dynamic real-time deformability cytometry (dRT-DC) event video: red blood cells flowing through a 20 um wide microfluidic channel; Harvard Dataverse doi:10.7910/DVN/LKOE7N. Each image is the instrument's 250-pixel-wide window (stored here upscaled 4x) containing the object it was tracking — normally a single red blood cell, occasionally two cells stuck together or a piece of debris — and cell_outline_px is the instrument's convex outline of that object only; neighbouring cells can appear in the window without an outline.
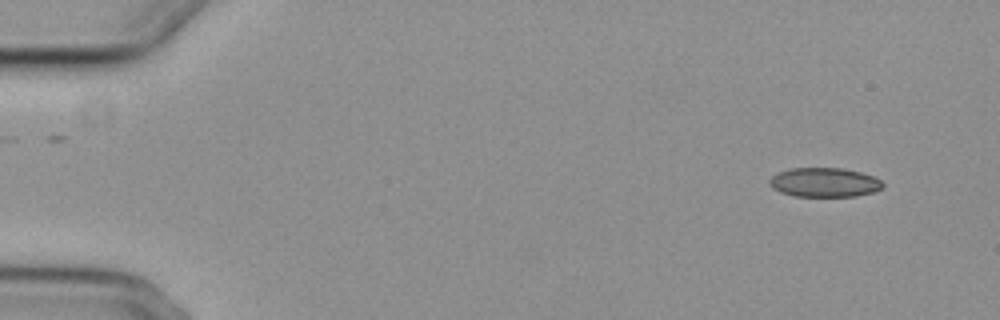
{"species": "common noctule bat (a hibernating species)", "species_latin": "Nyctalus noctula", "temperature_condition": "cold", "stored_images_in_passage": 4, "camera_frame_rate_fps": 3000, "um_per_image_px": 0.085, "animal": {"sex": "female", "body_mass_g": 29.2, "forearm_length_mm": 56.3}, "frame": {"image": 1, "passage_image": 1, "time_ms": 0.0, "image_size_px": [1000, 320], "cell_outline_px": [[884, 188], [872, 192], [856, 196], [792, 196], [780, 192], [772, 188], [768, 180], [772, 176], [780, 172], [792, 168], [844, 168], [860, 172], [872, 176], [880, 180], [884, 184]], "centroid_in_image_um": [70.07, 15.5], "position_along_channel_um": 14.9, "area_um2": 19.31}}
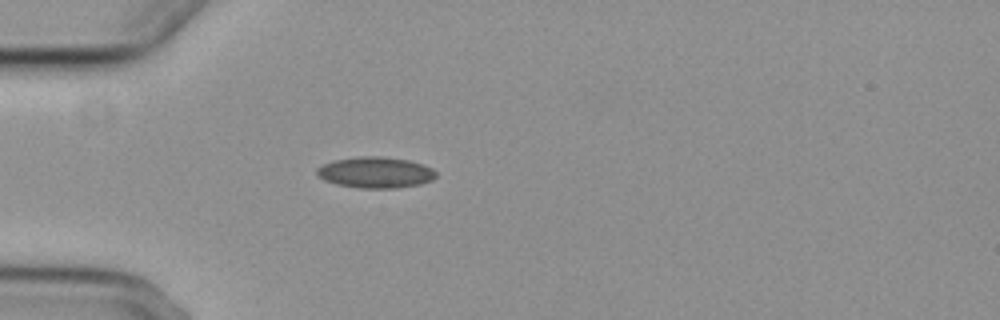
{"frame": {"image": 2, "passage_image": 4, "time_ms": 4.0, "image_size_px": [1000, 320], "cell_outline_px": [[436, 176], [432, 180], [420, 184], [396, 188], [360, 188], [336, 184], [324, 180], [316, 172], [316, 168], [332, 160], [356, 156], [384, 156], [408, 160], [424, 164], [432, 168], [436, 172]], "centroid_in_image_um": [31.92, 14.64], "position_along_channel_um": 53.1, "area_um2": 21.73}}